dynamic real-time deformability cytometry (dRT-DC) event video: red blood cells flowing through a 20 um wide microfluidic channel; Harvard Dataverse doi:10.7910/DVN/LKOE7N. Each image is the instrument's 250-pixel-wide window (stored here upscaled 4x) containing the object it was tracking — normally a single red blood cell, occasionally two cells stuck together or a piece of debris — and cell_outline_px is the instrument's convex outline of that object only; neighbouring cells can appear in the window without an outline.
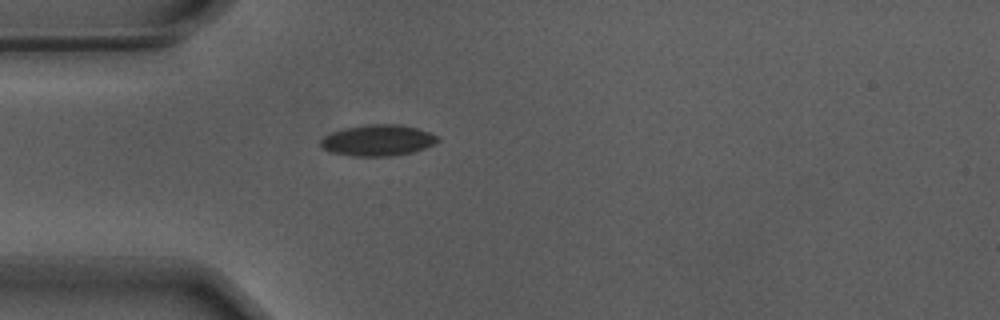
{"species": "Egyptian fruit bat (a non-hibernating species)", "species_latin": "Rousettus aegyptiacus", "temperature_condition": "warm", "stored_images_in_passage": 15, "camera_frame_rate_fps": 3000, "um_per_image_px": 0.085, "animal": {"sex": "male"}, "frame": {"image": 1, "passage_image": 1, "time_ms": 0.0, "image_size_px": [1000, 320], "cell_outline_px": [[440, 140], [424, 148], [412, 152], [392, 156], [352, 156], [332, 152], [324, 148], [320, 144], [320, 140], [324, 136], [332, 132], [344, 128], [368, 124], [400, 124], [416, 128], [440, 136]], "centroid_in_image_um": [32.12, 11.92], "position_along_channel_um": 52.9, "area_um2": 21.15}}
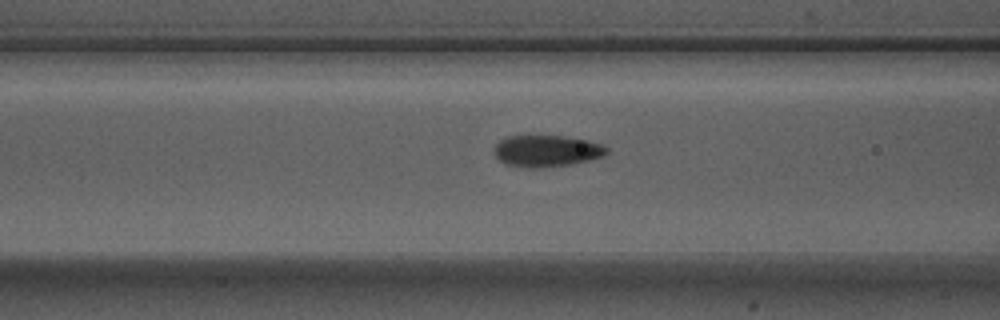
{"frame": {"image": 2, "passage_image": 7, "time_ms": 2.0, "image_size_px": [1000, 320], "cell_outline_px": [[608, 152], [600, 156], [588, 160], [572, 164], [536, 168], [528, 168], [504, 164], [496, 156], [496, 144], [500, 140], [508, 136], [560, 136], [588, 140], [600, 144], [608, 148]], "centroid_in_image_um": [46.45, 12.83], "position_along_channel_um": 120.2, "area_um2": 20.4}}
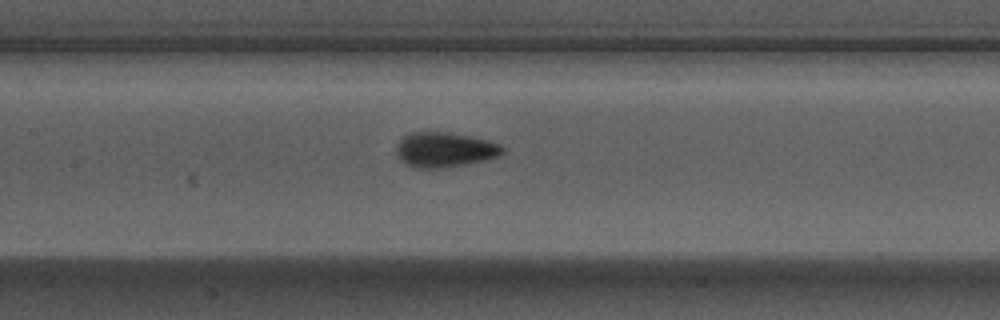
{"frame": {"image": 3, "passage_image": 11, "time_ms": 3.333, "image_size_px": [1000, 320], "cell_outline_px": [[504, 152], [500, 156], [468, 164], [440, 168], [412, 168], [404, 164], [400, 160], [396, 152], [396, 144], [408, 132], [448, 132], [488, 140], [500, 144], [504, 148]], "centroid_in_image_um": [37.77, 12.73], "position_along_channel_um": 169.6, "area_um2": 21.85}}